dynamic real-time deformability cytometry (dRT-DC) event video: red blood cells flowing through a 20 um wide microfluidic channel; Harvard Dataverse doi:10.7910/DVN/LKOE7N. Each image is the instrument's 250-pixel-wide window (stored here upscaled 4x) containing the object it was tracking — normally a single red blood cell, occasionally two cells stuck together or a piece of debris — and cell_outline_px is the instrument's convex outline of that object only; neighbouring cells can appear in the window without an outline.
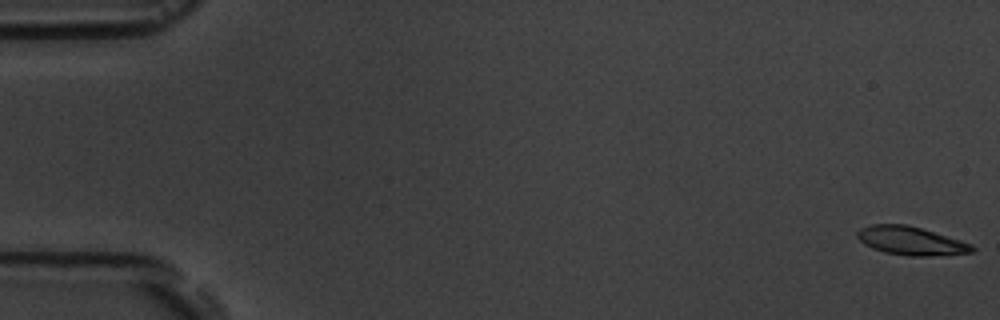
{"species": "common noctule bat (a hibernating species)", "species_latin": "Nyctalus noctula", "temperature_condition": "room temperature", "stored_images_in_passage": 6, "camera_frame_rate_fps": 3000, "um_per_image_px": 0.085, "animal": {"sex": "male", "body_mass_g": 19.5, "forearm_length_mm": 54.6}, "frame": {"image": 1, "passage_image": 1, "time_ms": 0.0, "image_size_px": [1000, 320], "cell_outline_px": [[976, 248], [972, 252], [928, 256], [908, 256], [884, 252], [872, 248], [864, 244], [856, 236], [856, 232], [860, 228], [872, 224], [908, 224], [960, 240], [972, 244]], "centroid_in_image_um": [77.39, 20.46], "position_along_channel_um": 7.6, "area_um2": 19.02}}
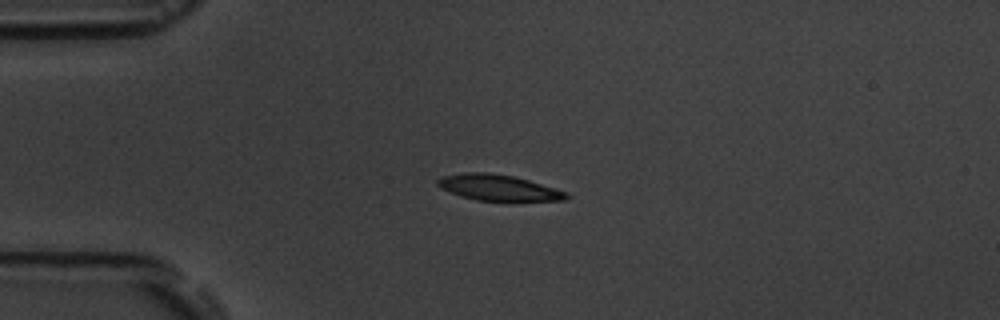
{"frame": {"image": 2, "passage_image": 5, "time_ms": 4.333, "image_size_px": [1000, 320], "cell_outline_px": [[572, 196], [564, 200], [476, 200], [460, 196], [440, 188], [436, 184], [436, 180], [440, 176], [464, 172], [488, 172], [512, 176], [528, 180], [568, 192]], "centroid_in_image_um": [42.31, 15.93], "position_along_channel_um": 42.7, "area_um2": 19.36}}